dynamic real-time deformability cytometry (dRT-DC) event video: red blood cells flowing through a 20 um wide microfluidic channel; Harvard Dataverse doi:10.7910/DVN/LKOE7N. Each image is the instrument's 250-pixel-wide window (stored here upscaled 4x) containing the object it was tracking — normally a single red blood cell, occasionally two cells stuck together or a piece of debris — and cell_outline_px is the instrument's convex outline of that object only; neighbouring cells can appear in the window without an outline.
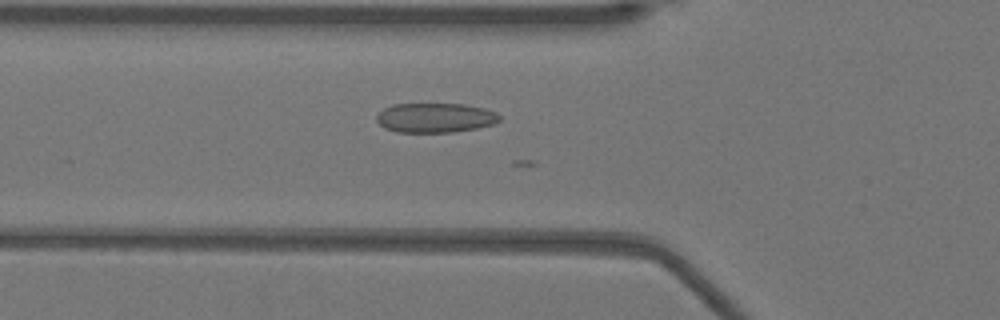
{"species": "Egyptian fruit bat (a non-hibernating species)", "species_latin": "Rousettus aegyptiacus", "temperature_condition": "warm", "stored_images_in_passage": 30, "camera_frame_rate_fps": 3000, "um_per_image_px": 0.085, "animal": {"sex": "female"}, "frame": {"image": 1, "passage_image": 7, "time_ms": 2.0, "image_size_px": [1000, 320], "cell_outline_px": [[500, 120], [492, 124], [476, 128], [452, 132], [396, 132], [384, 128], [376, 120], [376, 116], [384, 108], [392, 104], [464, 104], [484, 108], [496, 112], [500, 116]], "centroid_in_image_um": [36.97, 10.01], "position_along_channel_um": 88.8, "area_um2": 21.15}}